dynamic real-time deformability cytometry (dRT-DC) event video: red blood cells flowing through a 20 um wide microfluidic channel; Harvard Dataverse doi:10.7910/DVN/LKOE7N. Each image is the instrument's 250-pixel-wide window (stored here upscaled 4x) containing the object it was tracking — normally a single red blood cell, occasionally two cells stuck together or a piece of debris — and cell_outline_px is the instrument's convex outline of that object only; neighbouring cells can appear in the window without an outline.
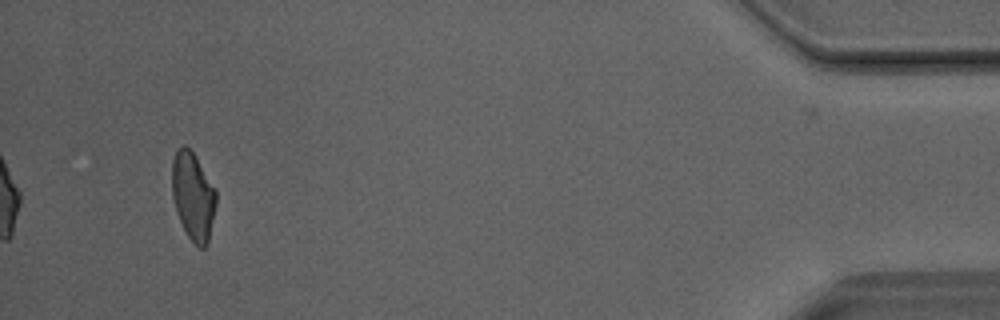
{"species": "Egyptian fruit bat (a non-hibernating species)", "species_latin": "Rousettus aegyptiacus", "temperature_condition": "room temperature", "stored_images_in_passage": 32, "camera_frame_rate_fps": 3000, "um_per_image_px": 0.085, "animal": {"sex": "male"}, "frame": {"image": 1, "passage_image": 32, "time_ms": 10.333, "image_size_px": [1000, 320], "cell_outline_px": [[216, 204], [208, 244], [204, 248], [200, 248], [188, 236], [176, 212], [172, 196], [172, 160], [176, 152], [184, 144], [192, 152], [216, 188]], "centroid_in_image_um": [16.42, 16.69], "position_along_channel_um": 418.8, "area_um2": 22.43}}